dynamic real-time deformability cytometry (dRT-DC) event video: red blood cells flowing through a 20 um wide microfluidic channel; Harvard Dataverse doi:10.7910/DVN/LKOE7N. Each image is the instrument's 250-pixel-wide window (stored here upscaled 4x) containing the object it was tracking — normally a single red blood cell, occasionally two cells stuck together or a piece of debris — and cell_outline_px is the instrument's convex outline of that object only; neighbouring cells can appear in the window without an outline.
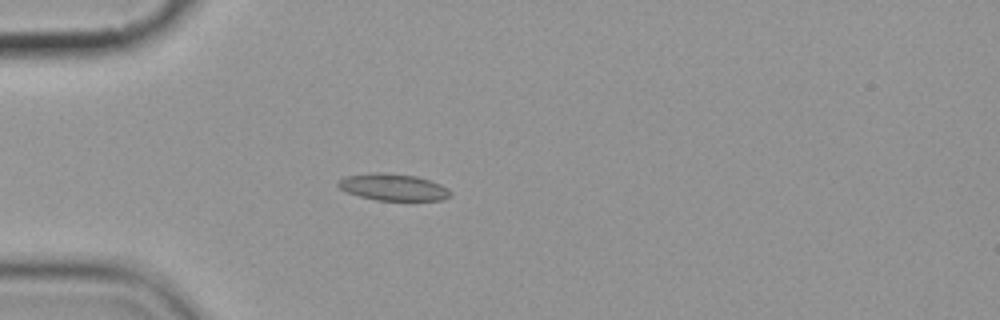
{"species": "common noctule bat (a hibernating species)", "species_latin": "Nyctalus noctula", "temperature_condition": "cold", "stored_images_in_passage": 5, "camera_frame_rate_fps": 3000, "um_per_image_px": 0.085, "animal": {"sex": "female", "body_mass_g": 19.9}, "frame": {"image": 1, "passage_image": 4, "time_ms": 3.667, "image_size_px": [1000, 320], "cell_outline_px": [[452, 192], [448, 196], [440, 200], [376, 200], [360, 196], [348, 192], [340, 188], [336, 184], [344, 176], [376, 172], [384, 172], [416, 176], [440, 184], [448, 188]], "centroid_in_image_um": [33.4, 15.9], "position_along_channel_um": 51.6, "area_um2": 17.34}}